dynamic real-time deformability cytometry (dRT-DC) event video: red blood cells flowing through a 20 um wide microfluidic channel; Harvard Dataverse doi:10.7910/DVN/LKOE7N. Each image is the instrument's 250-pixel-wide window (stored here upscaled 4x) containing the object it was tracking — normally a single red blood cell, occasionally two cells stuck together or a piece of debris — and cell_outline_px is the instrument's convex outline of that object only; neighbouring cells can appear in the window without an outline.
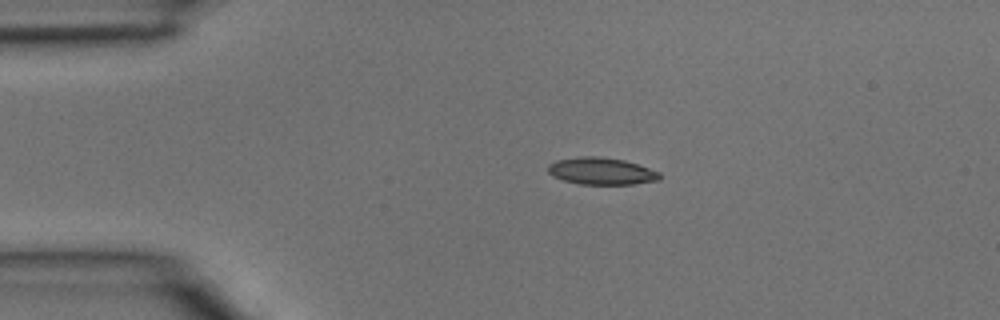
{"species": "common noctule bat (a hibernating species)", "species_latin": "Nyctalus noctula", "temperature_condition": "room temperature", "stored_images_in_passage": 4, "camera_frame_rate_fps": 3000, "um_per_image_px": 0.085, "animal": {"sex": "male", "body_mass_g": 15.6}, "frame": {"image": 1, "passage_image": 3, "time_ms": 0.667, "image_size_px": [1000, 320], "cell_outline_px": [[660, 180], [632, 184], [580, 184], [564, 180], [552, 176], [548, 172], [548, 164], [556, 160], [580, 156], [596, 156], [624, 160], [660, 172]], "centroid_in_image_um": [51.09, 14.54], "position_along_channel_um": 33.9, "area_um2": 17.51}}